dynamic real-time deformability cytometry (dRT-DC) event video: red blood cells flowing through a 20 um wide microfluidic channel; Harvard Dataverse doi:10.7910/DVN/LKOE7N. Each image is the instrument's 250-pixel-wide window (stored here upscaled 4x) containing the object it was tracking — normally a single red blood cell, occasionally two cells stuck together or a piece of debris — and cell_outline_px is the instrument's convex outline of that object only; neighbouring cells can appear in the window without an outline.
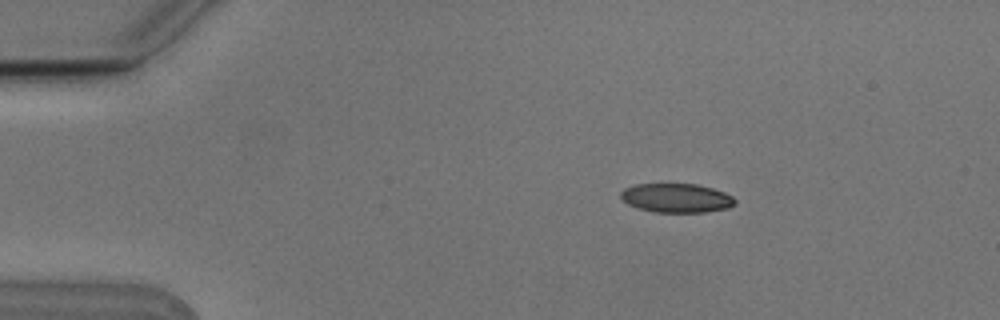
{"species": "Egyptian fruit bat (a non-hibernating species)", "species_latin": "Rousettus aegyptiacus", "temperature_condition": "cold", "stored_images_in_passage": 4, "camera_frame_rate_fps": 3000, "um_per_image_px": 0.085, "animal": {"sex": "male"}, "frame": {"image": 1, "passage_image": 2, "time_ms": 0.333, "image_size_px": [1000, 320], "cell_outline_px": [[736, 204], [728, 208], [704, 212], [656, 212], [640, 208], [628, 204], [620, 196], [620, 192], [624, 188], [636, 184], [696, 184], [712, 188], [724, 192], [732, 196], [736, 200]], "centroid_in_image_um": [57.52, 16.82], "position_along_channel_um": 27.5, "area_um2": 19.25}}